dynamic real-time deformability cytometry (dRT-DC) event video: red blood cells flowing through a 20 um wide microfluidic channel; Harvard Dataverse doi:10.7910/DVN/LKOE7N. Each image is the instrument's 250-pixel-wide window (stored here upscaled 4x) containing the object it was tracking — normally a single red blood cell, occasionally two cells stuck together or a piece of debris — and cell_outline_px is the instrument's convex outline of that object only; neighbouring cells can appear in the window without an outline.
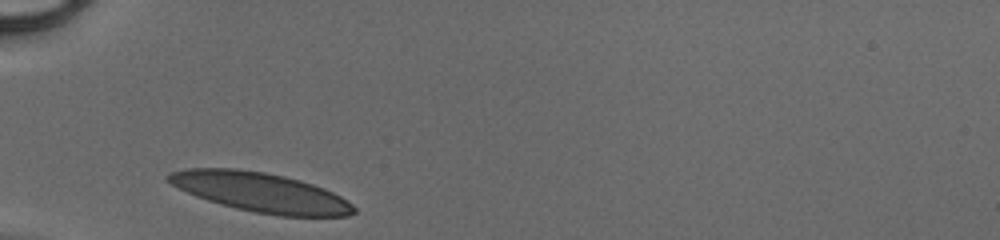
{"species": "human", "species_latin": "Homo sapiens", "temperature_condition": "cold", "stored_images_in_passage": 25, "camera_frame_rate_fps": 3000, "um_per_image_px": 0.085, "donor": {"sex": "male"}, "frame": {"image": 1, "passage_image": 1, "time_ms": 0.0, "image_size_px": [1000, 240], "cell_outline_px": [[356, 212], [348, 216], [280, 216], [256, 212], [236, 208], [220, 204], [196, 196], [172, 184], [168, 180], [168, 176], [172, 172], [184, 168], [236, 168], [264, 172], [284, 176], [300, 180], [324, 188], [340, 196], [352, 204], [356, 208]], "centroid_in_image_um": [22.19, 16.34], "position_along_channel_um": 62.8, "area_um2": 42.25}}
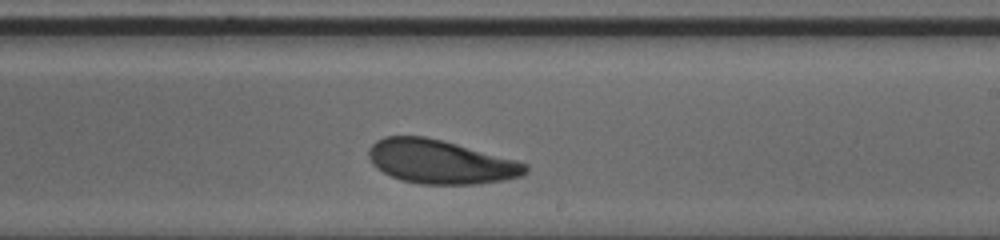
{"frame": {"image": 2, "passage_image": 15, "time_ms": 4.667, "image_size_px": [1000, 240], "cell_outline_px": [[528, 172], [524, 176], [504, 180], [476, 184], [420, 184], [400, 180], [376, 168], [372, 164], [368, 156], [368, 148], [376, 140], [384, 136], [424, 136], [456, 144], [516, 160], [528, 164]], "centroid_in_image_um": [37.43, 13.76], "position_along_channel_um": 251.6, "area_um2": 40.0}}
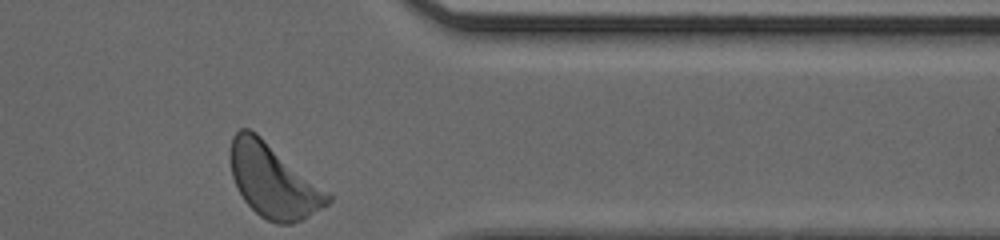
{"frame": {"image": 3, "passage_image": 25, "time_ms": 8.0, "image_size_px": [1000, 240], "cell_outline_px": [[332, 200], [328, 204], [308, 216], [292, 224], [276, 224], [260, 216], [244, 200], [232, 176], [228, 156], [228, 152], [232, 136], [240, 128], [248, 128], [256, 132], [328, 192], [332, 196]], "centroid_in_image_um": [23.18, 15.35], "position_along_channel_um": 388.2, "area_um2": 41.5}}